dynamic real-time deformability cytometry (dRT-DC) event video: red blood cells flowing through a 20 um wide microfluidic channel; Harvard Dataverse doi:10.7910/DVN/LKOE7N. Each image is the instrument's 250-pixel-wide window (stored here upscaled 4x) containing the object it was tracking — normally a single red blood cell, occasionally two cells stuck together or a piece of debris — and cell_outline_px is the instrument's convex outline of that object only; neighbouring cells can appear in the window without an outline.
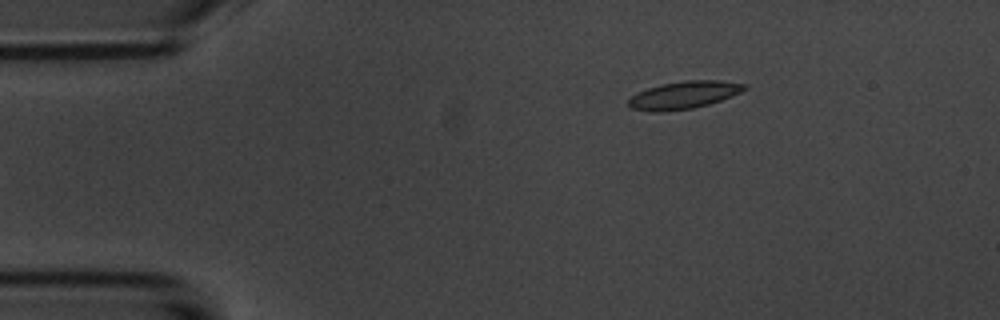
{"species": "common noctule bat (a hibernating species)", "species_latin": "Nyctalus noctula", "temperature_condition": "room temperature", "stored_images_in_passage": 4, "camera_frame_rate_fps": 3000, "um_per_image_px": 0.085, "animal": {"sex": "male", "body_mass_g": 20.1, "forearm_length_mm": 53.5}, "frame": {"image": 1, "passage_image": 4, "time_ms": 4.333, "image_size_px": [1000, 320], "cell_outline_px": [[748, 88], [740, 92], [720, 100], [708, 104], [692, 108], [664, 112], [652, 112], [632, 108], [628, 104], [628, 100], [636, 92], [660, 84], [684, 80], [720, 80], [748, 84]], "centroid_in_image_um": [58.12, 8.07], "position_along_channel_um": 26.9, "area_um2": 18.67}}